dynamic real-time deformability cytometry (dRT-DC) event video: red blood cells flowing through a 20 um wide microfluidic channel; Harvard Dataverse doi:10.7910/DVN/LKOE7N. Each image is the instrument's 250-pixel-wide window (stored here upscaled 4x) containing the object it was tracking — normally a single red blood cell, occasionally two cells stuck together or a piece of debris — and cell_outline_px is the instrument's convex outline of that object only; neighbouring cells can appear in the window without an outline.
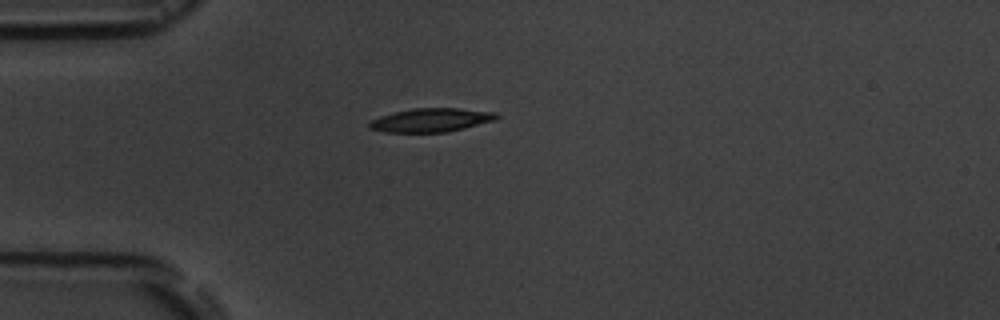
{"species": "common noctule bat (a hibernating species)", "species_latin": "Nyctalus noctula", "temperature_condition": "room temperature", "stored_images_in_passage": 6, "camera_frame_rate_fps": 3000, "um_per_image_px": 0.085, "animal": {"sex": "male", "body_mass_g": 19.5, "forearm_length_mm": 54.6}, "frame": {"image": 1, "passage_image": 6, "time_ms": 6.667, "image_size_px": [1000, 320], "cell_outline_px": [[500, 116], [496, 120], [448, 132], [384, 132], [368, 128], [368, 124], [372, 120], [380, 116], [412, 108], [460, 108], [496, 112]], "centroid_in_image_um": [36.67, 10.2], "position_along_channel_um": 48.3, "area_um2": 17.57}}